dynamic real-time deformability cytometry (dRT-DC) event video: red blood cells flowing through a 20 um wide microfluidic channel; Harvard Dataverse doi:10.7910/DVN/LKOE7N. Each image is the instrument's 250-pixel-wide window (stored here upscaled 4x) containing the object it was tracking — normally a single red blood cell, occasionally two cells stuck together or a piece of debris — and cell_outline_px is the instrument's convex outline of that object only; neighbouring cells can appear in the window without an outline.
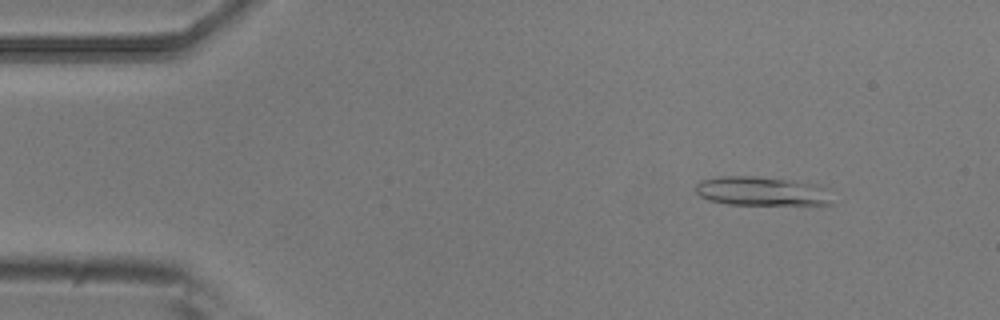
{"species": "common noctule bat (a hibernating species)", "species_latin": "Nyctalus noctula", "temperature_condition": "room temperature", "stored_images_in_passage": 3, "camera_frame_rate_fps": 3000, "um_per_image_px": 0.085, "animal": {"sex": "male", "body_mass_g": 20.5, "forearm_length_mm": 52.5}, "frame": {"image": 1, "passage_image": 1, "time_ms": 0.0, "image_size_px": [1000, 320], "cell_outline_px": [[832, 204], [728, 204], [708, 200], [700, 196], [696, 192], [696, 184], [700, 180], [720, 176], [756, 176], [792, 180], [816, 184]], "centroid_in_image_um": [64.57, 16.23], "position_along_channel_um": 20.4, "area_um2": 22.48}}